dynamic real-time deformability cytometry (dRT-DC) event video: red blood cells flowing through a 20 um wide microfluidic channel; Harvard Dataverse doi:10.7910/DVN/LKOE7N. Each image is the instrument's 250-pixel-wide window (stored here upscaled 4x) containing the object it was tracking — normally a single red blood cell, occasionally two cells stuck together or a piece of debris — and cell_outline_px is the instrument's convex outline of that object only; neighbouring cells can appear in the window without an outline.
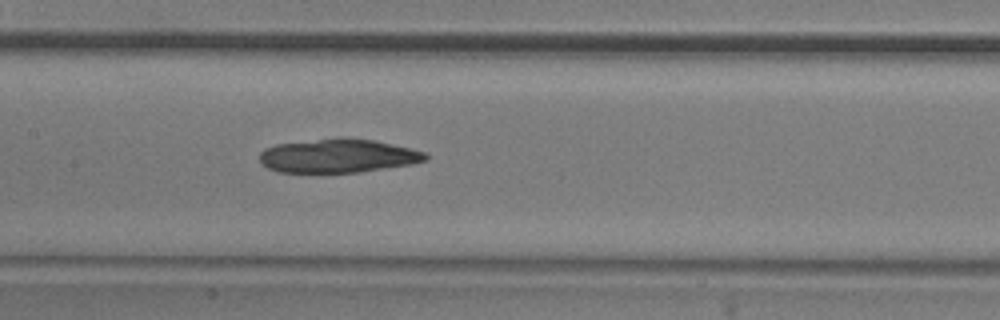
{"species": "common noctule bat (a hibernating species)", "species_latin": "Nyctalus noctula", "temperature_condition": "room temperature", "stored_images_in_passage": 37, "camera_frame_rate_fps": 3000, "um_per_image_px": 0.085, "animal": {"sex": "male", "body_mass_g": 20.5, "forearm_length_mm": 52.5}, "frame": {"image": 1, "passage_image": 10, "time_ms": 3.0, "image_size_px": [1000, 320], "cell_outline_px": [[428, 156], [424, 160], [412, 164], [360, 172], [276, 172], [268, 168], [260, 160], [260, 152], [264, 148], [276, 144], [344, 136], [376, 140], [424, 152]], "centroid_in_image_um": [28.71, 13.23], "position_along_channel_um": 178.7, "area_um2": 32.66}}
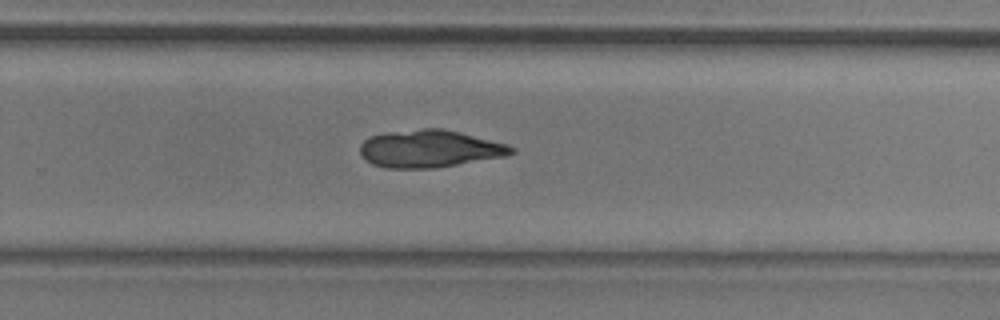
{"frame": {"image": 2, "passage_image": 19, "time_ms": 6.0, "image_size_px": [1000, 320], "cell_outline_px": [[516, 152], [508, 156], [436, 168], [384, 168], [372, 164], [364, 160], [360, 156], [360, 144], [368, 136], [384, 132], [420, 128], [444, 128], [508, 144], [516, 148]], "centroid_in_image_um": [36.51, 12.64], "position_along_channel_um": 293.3, "area_um2": 33.7}}
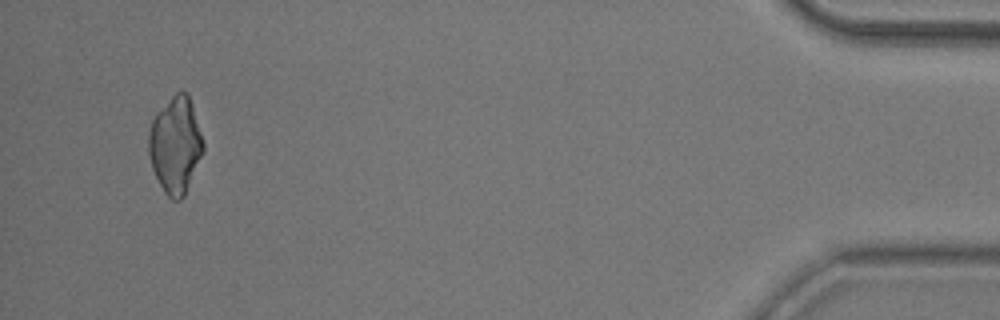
{"frame": {"image": 3, "passage_image": 35, "time_ms": 11.333, "image_size_px": [1000, 320], "cell_outline_px": [[204, 152], [184, 196], [180, 200], [172, 200], [164, 192], [152, 168], [148, 152], [148, 132], [152, 120], [156, 112], [176, 92], [188, 92], [204, 144]], "centroid_in_image_um": [14.9, 12.34], "position_along_channel_um": 420.3, "area_um2": 30.63}}